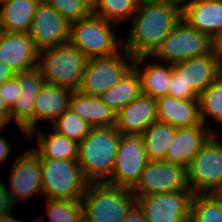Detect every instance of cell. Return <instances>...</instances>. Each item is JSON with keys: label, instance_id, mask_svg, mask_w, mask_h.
Segmentation results:
<instances>
[{"label": "cell", "instance_id": "obj_4", "mask_svg": "<svg viewBox=\"0 0 222 222\" xmlns=\"http://www.w3.org/2000/svg\"><path fill=\"white\" fill-rule=\"evenodd\" d=\"M135 202L130 188L89 183L81 198L82 214L90 222H122Z\"/></svg>", "mask_w": 222, "mask_h": 222}, {"label": "cell", "instance_id": "obj_5", "mask_svg": "<svg viewBox=\"0 0 222 222\" xmlns=\"http://www.w3.org/2000/svg\"><path fill=\"white\" fill-rule=\"evenodd\" d=\"M42 193L46 199L79 201L89 185L78 160L40 158Z\"/></svg>", "mask_w": 222, "mask_h": 222}, {"label": "cell", "instance_id": "obj_18", "mask_svg": "<svg viewBox=\"0 0 222 222\" xmlns=\"http://www.w3.org/2000/svg\"><path fill=\"white\" fill-rule=\"evenodd\" d=\"M213 134L217 132L211 131L203 123L191 128H176L174 139L165 155V161L179 164L187 169L193 157Z\"/></svg>", "mask_w": 222, "mask_h": 222}, {"label": "cell", "instance_id": "obj_3", "mask_svg": "<svg viewBox=\"0 0 222 222\" xmlns=\"http://www.w3.org/2000/svg\"><path fill=\"white\" fill-rule=\"evenodd\" d=\"M87 61L88 57L68 42L39 52L37 67L47 84L75 92L81 87Z\"/></svg>", "mask_w": 222, "mask_h": 222}, {"label": "cell", "instance_id": "obj_38", "mask_svg": "<svg viewBox=\"0 0 222 222\" xmlns=\"http://www.w3.org/2000/svg\"><path fill=\"white\" fill-rule=\"evenodd\" d=\"M122 222H148L142 208L137 202L128 210Z\"/></svg>", "mask_w": 222, "mask_h": 222}, {"label": "cell", "instance_id": "obj_7", "mask_svg": "<svg viewBox=\"0 0 222 222\" xmlns=\"http://www.w3.org/2000/svg\"><path fill=\"white\" fill-rule=\"evenodd\" d=\"M114 23L94 15L70 24L69 42L88 58L118 53L123 45L114 33Z\"/></svg>", "mask_w": 222, "mask_h": 222}, {"label": "cell", "instance_id": "obj_13", "mask_svg": "<svg viewBox=\"0 0 222 222\" xmlns=\"http://www.w3.org/2000/svg\"><path fill=\"white\" fill-rule=\"evenodd\" d=\"M29 35L38 52L68 43L70 23L44 1L33 16Z\"/></svg>", "mask_w": 222, "mask_h": 222}, {"label": "cell", "instance_id": "obj_19", "mask_svg": "<svg viewBox=\"0 0 222 222\" xmlns=\"http://www.w3.org/2000/svg\"><path fill=\"white\" fill-rule=\"evenodd\" d=\"M157 100L145 94L116 113L115 128L124 135H142L146 128L157 121Z\"/></svg>", "mask_w": 222, "mask_h": 222}, {"label": "cell", "instance_id": "obj_40", "mask_svg": "<svg viewBox=\"0 0 222 222\" xmlns=\"http://www.w3.org/2000/svg\"><path fill=\"white\" fill-rule=\"evenodd\" d=\"M15 76V72L5 63L0 61V84L4 81L12 79Z\"/></svg>", "mask_w": 222, "mask_h": 222}, {"label": "cell", "instance_id": "obj_20", "mask_svg": "<svg viewBox=\"0 0 222 222\" xmlns=\"http://www.w3.org/2000/svg\"><path fill=\"white\" fill-rule=\"evenodd\" d=\"M182 19L215 41L222 35V0H193L182 10Z\"/></svg>", "mask_w": 222, "mask_h": 222}, {"label": "cell", "instance_id": "obj_21", "mask_svg": "<svg viewBox=\"0 0 222 222\" xmlns=\"http://www.w3.org/2000/svg\"><path fill=\"white\" fill-rule=\"evenodd\" d=\"M157 100V121L176 128H191L201 124L199 100H182L166 95Z\"/></svg>", "mask_w": 222, "mask_h": 222}, {"label": "cell", "instance_id": "obj_29", "mask_svg": "<svg viewBox=\"0 0 222 222\" xmlns=\"http://www.w3.org/2000/svg\"><path fill=\"white\" fill-rule=\"evenodd\" d=\"M198 100L201 122L211 131L208 119H214L222 127V74L198 96Z\"/></svg>", "mask_w": 222, "mask_h": 222}, {"label": "cell", "instance_id": "obj_39", "mask_svg": "<svg viewBox=\"0 0 222 222\" xmlns=\"http://www.w3.org/2000/svg\"><path fill=\"white\" fill-rule=\"evenodd\" d=\"M11 144L2 135L0 136V164L6 161L11 149Z\"/></svg>", "mask_w": 222, "mask_h": 222}, {"label": "cell", "instance_id": "obj_2", "mask_svg": "<svg viewBox=\"0 0 222 222\" xmlns=\"http://www.w3.org/2000/svg\"><path fill=\"white\" fill-rule=\"evenodd\" d=\"M121 133L113 127L91 128L79 143L78 164L89 183H106L112 173Z\"/></svg>", "mask_w": 222, "mask_h": 222}, {"label": "cell", "instance_id": "obj_42", "mask_svg": "<svg viewBox=\"0 0 222 222\" xmlns=\"http://www.w3.org/2000/svg\"><path fill=\"white\" fill-rule=\"evenodd\" d=\"M162 1H166V2H169V3L173 4V5H176L181 10H183L193 0H162Z\"/></svg>", "mask_w": 222, "mask_h": 222}, {"label": "cell", "instance_id": "obj_26", "mask_svg": "<svg viewBox=\"0 0 222 222\" xmlns=\"http://www.w3.org/2000/svg\"><path fill=\"white\" fill-rule=\"evenodd\" d=\"M36 128L28 137H32L37 130V146L33 150L40 158L55 160H78L79 143L51 129L50 133L42 132Z\"/></svg>", "mask_w": 222, "mask_h": 222}, {"label": "cell", "instance_id": "obj_24", "mask_svg": "<svg viewBox=\"0 0 222 222\" xmlns=\"http://www.w3.org/2000/svg\"><path fill=\"white\" fill-rule=\"evenodd\" d=\"M69 110L88 122L92 128L113 127L116 123V113L100 98L86 96L79 91L72 93Z\"/></svg>", "mask_w": 222, "mask_h": 222}, {"label": "cell", "instance_id": "obj_35", "mask_svg": "<svg viewBox=\"0 0 222 222\" xmlns=\"http://www.w3.org/2000/svg\"><path fill=\"white\" fill-rule=\"evenodd\" d=\"M169 96L182 100H198V95L172 72Z\"/></svg>", "mask_w": 222, "mask_h": 222}, {"label": "cell", "instance_id": "obj_27", "mask_svg": "<svg viewBox=\"0 0 222 222\" xmlns=\"http://www.w3.org/2000/svg\"><path fill=\"white\" fill-rule=\"evenodd\" d=\"M141 94V79L138 71L132 66L120 81L107 90L100 99L117 113Z\"/></svg>", "mask_w": 222, "mask_h": 222}, {"label": "cell", "instance_id": "obj_37", "mask_svg": "<svg viewBox=\"0 0 222 222\" xmlns=\"http://www.w3.org/2000/svg\"><path fill=\"white\" fill-rule=\"evenodd\" d=\"M0 179V218L14 210L15 205L12 203L8 188L4 186Z\"/></svg>", "mask_w": 222, "mask_h": 222}, {"label": "cell", "instance_id": "obj_25", "mask_svg": "<svg viewBox=\"0 0 222 222\" xmlns=\"http://www.w3.org/2000/svg\"><path fill=\"white\" fill-rule=\"evenodd\" d=\"M43 0H8L0 4V30L29 33L33 16Z\"/></svg>", "mask_w": 222, "mask_h": 222}, {"label": "cell", "instance_id": "obj_16", "mask_svg": "<svg viewBox=\"0 0 222 222\" xmlns=\"http://www.w3.org/2000/svg\"><path fill=\"white\" fill-rule=\"evenodd\" d=\"M173 72L198 96L221 74V61L214 49L211 53L172 64Z\"/></svg>", "mask_w": 222, "mask_h": 222}, {"label": "cell", "instance_id": "obj_9", "mask_svg": "<svg viewBox=\"0 0 222 222\" xmlns=\"http://www.w3.org/2000/svg\"><path fill=\"white\" fill-rule=\"evenodd\" d=\"M122 50L111 56L88 58L78 91L86 96L100 98L116 85L133 66L134 58Z\"/></svg>", "mask_w": 222, "mask_h": 222}, {"label": "cell", "instance_id": "obj_49", "mask_svg": "<svg viewBox=\"0 0 222 222\" xmlns=\"http://www.w3.org/2000/svg\"><path fill=\"white\" fill-rule=\"evenodd\" d=\"M87 1L93 5L97 0H87Z\"/></svg>", "mask_w": 222, "mask_h": 222}, {"label": "cell", "instance_id": "obj_15", "mask_svg": "<svg viewBox=\"0 0 222 222\" xmlns=\"http://www.w3.org/2000/svg\"><path fill=\"white\" fill-rule=\"evenodd\" d=\"M10 172V194L12 203L42 193L41 163L39 155L31 147L16 158Z\"/></svg>", "mask_w": 222, "mask_h": 222}, {"label": "cell", "instance_id": "obj_50", "mask_svg": "<svg viewBox=\"0 0 222 222\" xmlns=\"http://www.w3.org/2000/svg\"><path fill=\"white\" fill-rule=\"evenodd\" d=\"M8 1V0H0V4H2L3 2Z\"/></svg>", "mask_w": 222, "mask_h": 222}, {"label": "cell", "instance_id": "obj_46", "mask_svg": "<svg viewBox=\"0 0 222 222\" xmlns=\"http://www.w3.org/2000/svg\"><path fill=\"white\" fill-rule=\"evenodd\" d=\"M214 195L218 198V200L222 204V188L214 193Z\"/></svg>", "mask_w": 222, "mask_h": 222}, {"label": "cell", "instance_id": "obj_30", "mask_svg": "<svg viewBox=\"0 0 222 222\" xmlns=\"http://www.w3.org/2000/svg\"><path fill=\"white\" fill-rule=\"evenodd\" d=\"M140 0H97L93 4V14L114 24L132 19Z\"/></svg>", "mask_w": 222, "mask_h": 222}, {"label": "cell", "instance_id": "obj_28", "mask_svg": "<svg viewBox=\"0 0 222 222\" xmlns=\"http://www.w3.org/2000/svg\"><path fill=\"white\" fill-rule=\"evenodd\" d=\"M176 127L154 121L141 135L149 161H165L168 147L174 139Z\"/></svg>", "mask_w": 222, "mask_h": 222}, {"label": "cell", "instance_id": "obj_31", "mask_svg": "<svg viewBox=\"0 0 222 222\" xmlns=\"http://www.w3.org/2000/svg\"><path fill=\"white\" fill-rule=\"evenodd\" d=\"M189 222H222V204L214 194H195Z\"/></svg>", "mask_w": 222, "mask_h": 222}, {"label": "cell", "instance_id": "obj_17", "mask_svg": "<svg viewBox=\"0 0 222 222\" xmlns=\"http://www.w3.org/2000/svg\"><path fill=\"white\" fill-rule=\"evenodd\" d=\"M38 53L29 33L0 30V61L15 73L37 67Z\"/></svg>", "mask_w": 222, "mask_h": 222}, {"label": "cell", "instance_id": "obj_11", "mask_svg": "<svg viewBox=\"0 0 222 222\" xmlns=\"http://www.w3.org/2000/svg\"><path fill=\"white\" fill-rule=\"evenodd\" d=\"M195 193L187 187L172 193L136 198L148 222H189Z\"/></svg>", "mask_w": 222, "mask_h": 222}, {"label": "cell", "instance_id": "obj_14", "mask_svg": "<svg viewBox=\"0 0 222 222\" xmlns=\"http://www.w3.org/2000/svg\"><path fill=\"white\" fill-rule=\"evenodd\" d=\"M14 77L22 92L10 108L11 122L14 120V125L28 136L34 130L35 99L46 82L38 67L15 73Z\"/></svg>", "mask_w": 222, "mask_h": 222}, {"label": "cell", "instance_id": "obj_41", "mask_svg": "<svg viewBox=\"0 0 222 222\" xmlns=\"http://www.w3.org/2000/svg\"><path fill=\"white\" fill-rule=\"evenodd\" d=\"M0 117L11 122L10 107L1 97H0Z\"/></svg>", "mask_w": 222, "mask_h": 222}, {"label": "cell", "instance_id": "obj_32", "mask_svg": "<svg viewBox=\"0 0 222 222\" xmlns=\"http://www.w3.org/2000/svg\"><path fill=\"white\" fill-rule=\"evenodd\" d=\"M50 126L54 131L77 143H80L92 128L88 122L69 109L64 111Z\"/></svg>", "mask_w": 222, "mask_h": 222}, {"label": "cell", "instance_id": "obj_1", "mask_svg": "<svg viewBox=\"0 0 222 222\" xmlns=\"http://www.w3.org/2000/svg\"><path fill=\"white\" fill-rule=\"evenodd\" d=\"M123 49L133 58L149 56L182 19V10L162 0H140Z\"/></svg>", "mask_w": 222, "mask_h": 222}, {"label": "cell", "instance_id": "obj_43", "mask_svg": "<svg viewBox=\"0 0 222 222\" xmlns=\"http://www.w3.org/2000/svg\"><path fill=\"white\" fill-rule=\"evenodd\" d=\"M215 50L217 55L220 58V61L222 62V35H220L215 41Z\"/></svg>", "mask_w": 222, "mask_h": 222}, {"label": "cell", "instance_id": "obj_6", "mask_svg": "<svg viewBox=\"0 0 222 222\" xmlns=\"http://www.w3.org/2000/svg\"><path fill=\"white\" fill-rule=\"evenodd\" d=\"M214 40L207 34L190 27L183 19L149 55L157 62L173 64L211 53ZM155 58V59H154Z\"/></svg>", "mask_w": 222, "mask_h": 222}, {"label": "cell", "instance_id": "obj_22", "mask_svg": "<svg viewBox=\"0 0 222 222\" xmlns=\"http://www.w3.org/2000/svg\"><path fill=\"white\" fill-rule=\"evenodd\" d=\"M148 58L149 56L134 58L133 67L139 73L142 94L158 99L159 97L168 95L173 67L170 63H143L145 60L148 61Z\"/></svg>", "mask_w": 222, "mask_h": 222}, {"label": "cell", "instance_id": "obj_8", "mask_svg": "<svg viewBox=\"0 0 222 222\" xmlns=\"http://www.w3.org/2000/svg\"><path fill=\"white\" fill-rule=\"evenodd\" d=\"M213 134L186 169L188 187L195 194H214L222 188V138Z\"/></svg>", "mask_w": 222, "mask_h": 222}, {"label": "cell", "instance_id": "obj_12", "mask_svg": "<svg viewBox=\"0 0 222 222\" xmlns=\"http://www.w3.org/2000/svg\"><path fill=\"white\" fill-rule=\"evenodd\" d=\"M186 169L167 161H149L131 192L136 198L155 193H172L186 189Z\"/></svg>", "mask_w": 222, "mask_h": 222}, {"label": "cell", "instance_id": "obj_33", "mask_svg": "<svg viewBox=\"0 0 222 222\" xmlns=\"http://www.w3.org/2000/svg\"><path fill=\"white\" fill-rule=\"evenodd\" d=\"M53 7L70 24L89 17L93 13V5L87 0H43Z\"/></svg>", "mask_w": 222, "mask_h": 222}, {"label": "cell", "instance_id": "obj_44", "mask_svg": "<svg viewBox=\"0 0 222 222\" xmlns=\"http://www.w3.org/2000/svg\"><path fill=\"white\" fill-rule=\"evenodd\" d=\"M10 212L9 214L3 216L0 218V222H22L21 220H18L17 218L13 217Z\"/></svg>", "mask_w": 222, "mask_h": 222}, {"label": "cell", "instance_id": "obj_10", "mask_svg": "<svg viewBox=\"0 0 222 222\" xmlns=\"http://www.w3.org/2000/svg\"><path fill=\"white\" fill-rule=\"evenodd\" d=\"M148 162L142 137L140 135L121 134L113 173L106 183L131 189Z\"/></svg>", "mask_w": 222, "mask_h": 222}, {"label": "cell", "instance_id": "obj_47", "mask_svg": "<svg viewBox=\"0 0 222 222\" xmlns=\"http://www.w3.org/2000/svg\"><path fill=\"white\" fill-rule=\"evenodd\" d=\"M76 222H90V221L82 214Z\"/></svg>", "mask_w": 222, "mask_h": 222}, {"label": "cell", "instance_id": "obj_34", "mask_svg": "<svg viewBox=\"0 0 222 222\" xmlns=\"http://www.w3.org/2000/svg\"><path fill=\"white\" fill-rule=\"evenodd\" d=\"M51 222H76L82 215V203L66 199H46Z\"/></svg>", "mask_w": 222, "mask_h": 222}, {"label": "cell", "instance_id": "obj_36", "mask_svg": "<svg viewBox=\"0 0 222 222\" xmlns=\"http://www.w3.org/2000/svg\"><path fill=\"white\" fill-rule=\"evenodd\" d=\"M21 92L22 90L20 89L19 83L15 77L0 84V97L4 99L10 108L13 106Z\"/></svg>", "mask_w": 222, "mask_h": 222}, {"label": "cell", "instance_id": "obj_48", "mask_svg": "<svg viewBox=\"0 0 222 222\" xmlns=\"http://www.w3.org/2000/svg\"><path fill=\"white\" fill-rule=\"evenodd\" d=\"M44 219H45L44 217H41V218L34 219L32 222H45Z\"/></svg>", "mask_w": 222, "mask_h": 222}, {"label": "cell", "instance_id": "obj_23", "mask_svg": "<svg viewBox=\"0 0 222 222\" xmlns=\"http://www.w3.org/2000/svg\"><path fill=\"white\" fill-rule=\"evenodd\" d=\"M72 93L73 91L67 88L45 83L35 99L34 130L37 128V122L43 120L52 124L64 111L69 109Z\"/></svg>", "mask_w": 222, "mask_h": 222}, {"label": "cell", "instance_id": "obj_45", "mask_svg": "<svg viewBox=\"0 0 222 222\" xmlns=\"http://www.w3.org/2000/svg\"><path fill=\"white\" fill-rule=\"evenodd\" d=\"M7 124L9 126V121L0 117V132L4 127L7 126Z\"/></svg>", "mask_w": 222, "mask_h": 222}]
</instances>
